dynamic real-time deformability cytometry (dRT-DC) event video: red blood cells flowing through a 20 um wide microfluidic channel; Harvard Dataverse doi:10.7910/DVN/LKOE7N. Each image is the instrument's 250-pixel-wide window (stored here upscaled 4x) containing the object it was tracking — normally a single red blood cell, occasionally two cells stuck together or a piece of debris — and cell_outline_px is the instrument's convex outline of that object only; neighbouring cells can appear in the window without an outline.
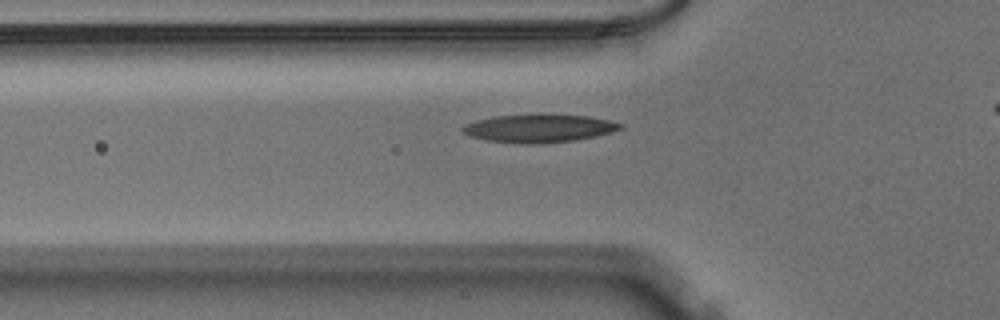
{"species": "Egyptian fruit bat (a non-hibernating species)", "species_latin": "Rousettus aegyptiacus", "temperature_condition": "warm", "stored_images_in_passage": 33, "camera_frame_rate_fps": 3000, "um_per_image_px": 0.085, "animal": {"sex": "male"}, "frame": {"image": 1, "passage_image": 5, "time_ms": 1.333, "image_size_px": [1000, 320], "cell_outline_px": [[624, 128], [612, 132], [596, 136], [576, 140], [536, 144], [524, 144], [488, 140], [468, 136], [460, 132], [460, 128], [476, 120], [496, 116], [588, 116], [608, 120], [624, 124]], "centroid_in_image_um": [45.82, 10.94], "position_along_channel_um": 80.0, "area_um2": 25.2}}
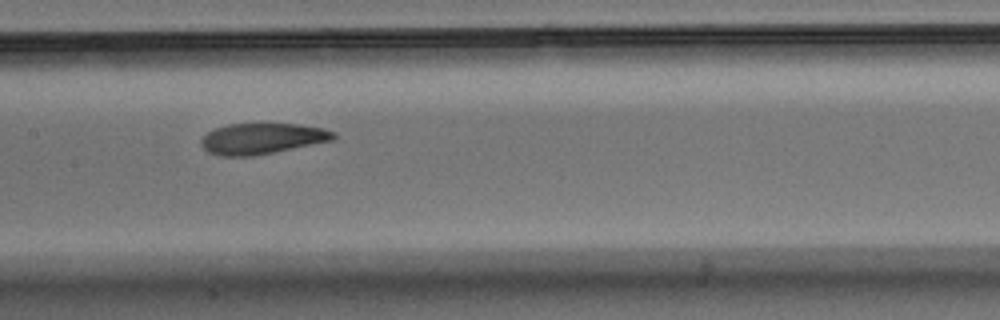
{"frame": {"image": 2, "passage_image": 13, "time_ms": 4.0, "image_size_px": [1000, 320], "cell_outline_px": [[336, 136], [332, 140], [256, 156], [220, 156], [208, 152], [200, 144], [200, 140], [208, 132], [216, 128], [228, 124], [296, 124], [324, 128], [336, 132]], "centroid_in_image_um": [22.27, 11.79], "position_along_channel_um": 185.1, "area_um2": 23.76}}
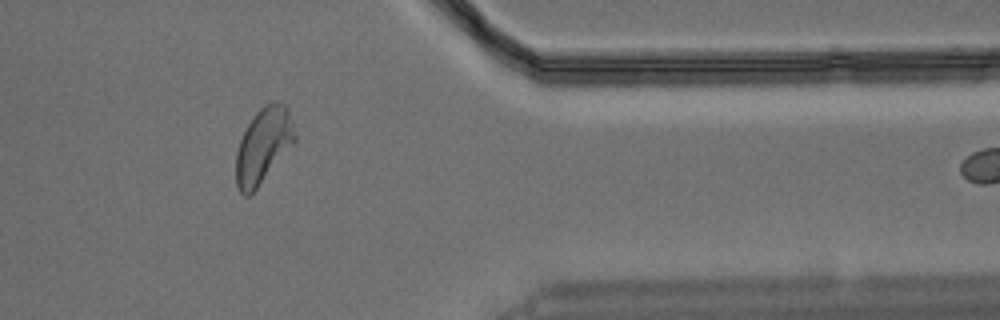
{"frame": {"image": 3, "passage_image": 30, "time_ms": 9.667, "image_size_px": [1000, 320], "cell_outline_px": [[296, 140], [256, 188], [248, 196], [244, 196], [236, 188], [236, 152], [240, 140], [248, 124], [256, 112], [264, 104], [272, 100], [276, 100], [284, 104], [288, 108], [296, 136]], "centroid_in_image_um": [22.37, 12.34], "position_along_channel_um": 389.0, "area_um2": 25.55}}